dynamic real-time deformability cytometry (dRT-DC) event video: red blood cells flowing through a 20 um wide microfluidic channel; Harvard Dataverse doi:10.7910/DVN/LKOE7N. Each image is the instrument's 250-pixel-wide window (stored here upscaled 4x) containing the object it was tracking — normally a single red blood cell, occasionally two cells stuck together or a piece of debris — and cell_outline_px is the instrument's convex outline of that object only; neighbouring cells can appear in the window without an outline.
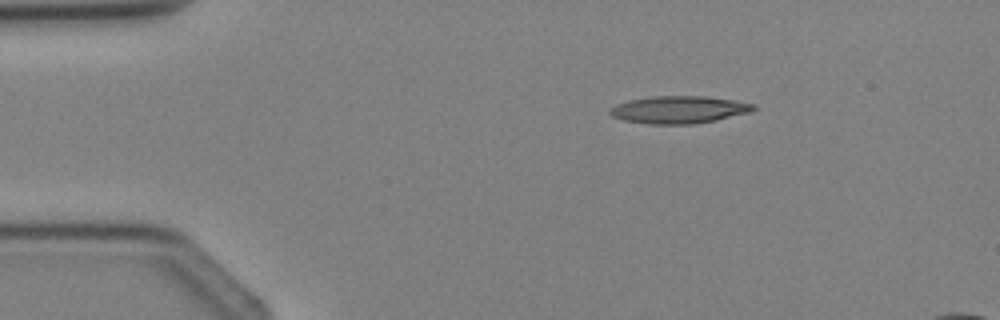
{"species": "Egyptian fruit bat (a non-hibernating species)", "species_latin": "Rousettus aegyptiacus", "temperature_condition": "cold", "stored_images_in_passage": 2, "camera_frame_rate_fps": 3000, "um_per_image_px": 0.085, "animal": {"sex": "female"}, "frame": {"image": 1, "passage_image": 1, "time_ms": 0.0, "image_size_px": [1000, 320], "cell_outline_px": [[756, 108], [752, 112], [716, 120], [692, 124], [648, 124], [624, 120], [612, 116], [608, 112], [616, 104], [628, 100], [652, 96], [708, 96], [736, 100], [756, 104]], "centroid_in_image_um": [57.75, 9.31], "position_along_channel_um": 27.2, "area_um2": 23.12}}